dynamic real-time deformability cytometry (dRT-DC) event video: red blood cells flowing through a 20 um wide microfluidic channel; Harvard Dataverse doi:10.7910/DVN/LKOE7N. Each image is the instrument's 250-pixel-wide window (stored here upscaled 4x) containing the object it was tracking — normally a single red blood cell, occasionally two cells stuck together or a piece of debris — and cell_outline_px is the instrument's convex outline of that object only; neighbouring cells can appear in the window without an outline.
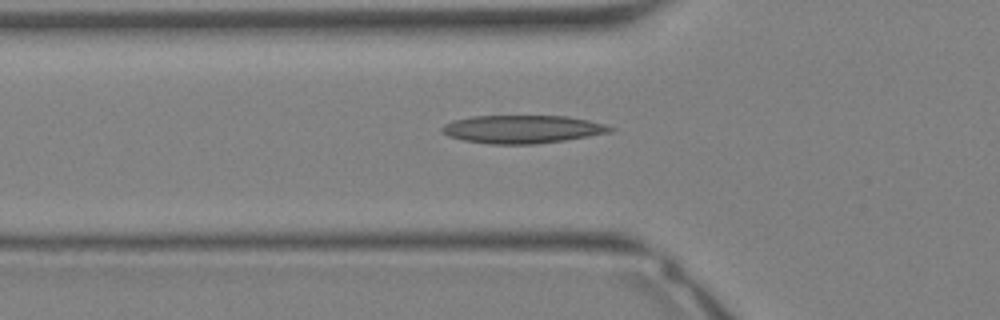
{"species": "Egyptian fruit bat (a non-hibernating species)", "species_latin": "Rousettus aegyptiacus", "temperature_condition": "warm", "stored_images_in_passage": 34, "segment_of_instrument_passage": [1, 2], "camera_frame_rate_fps": 3000, "um_per_image_px": 0.085, "animal": {"sex": "female"}, "frame": {"image": 1, "passage_image": 11, "time_ms": 3.333, "image_size_px": [1000, 320], "cell_outline_px": [[616, 132], [564, 140], [536, 144], [492, 144], [464, 140], [448, 136], [440, 132], [440, 128], [444, 124], [452, 120], [472, 116], [568, 116], [588, 120], [604, 124], [616, 128]], "centroid_in_image_um": [44.42, 10.98], "position_along_channel_um": 81.4, "area_um2": 27.74}}
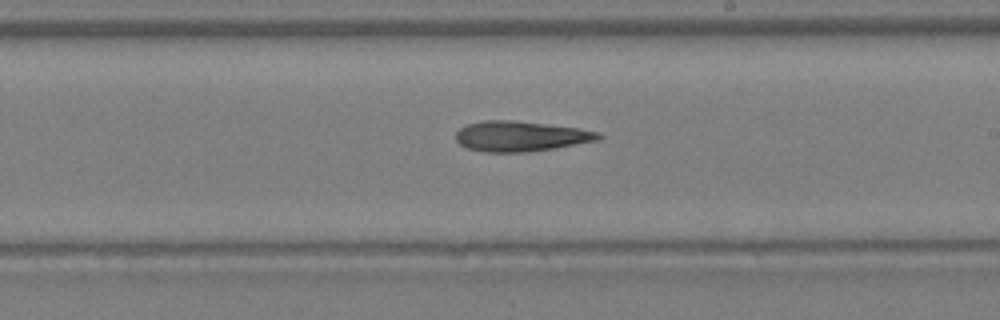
{"frame": {"image": 2, "passage_image": 19, "time_ms": 6.0, "image_size_px": [1000, 320], "cell_outline_px": [[604, 136], [600, 140], [556, 148], [528, 152], [484, 152], [468, 148], [460, 144], [456, 140], [456, 132], [460, 128], [468, 124], [484, 120], [516, 120], [580, 128], [600, 132]], "centroid_in_image_um": [44.3, 11.58], "position_along_channel_um": 244.7, "area_um2": 25.43}}
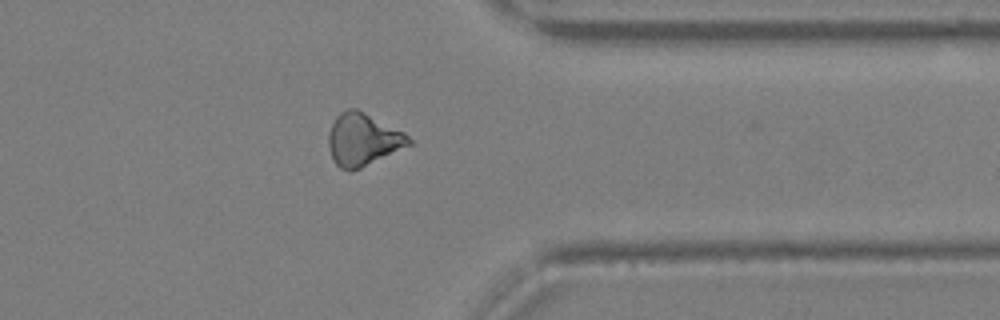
{"frame": {"image": 3, "passage_image": 26, "time_ms": 8.333, "image_size_px": [1000, 320], "cell_outline_px": [[412, 144], [360, 168], [340, 168], [332, 160], [328, 148], [328, 132], [336, 116], [340, 112], [348, 108], [356, 108], [404, 132], [412, 140]], "centroid_in_image_um": [30.82, 11.84], "position_along_channel_um": 380.6, "area_um2": 24.28}}